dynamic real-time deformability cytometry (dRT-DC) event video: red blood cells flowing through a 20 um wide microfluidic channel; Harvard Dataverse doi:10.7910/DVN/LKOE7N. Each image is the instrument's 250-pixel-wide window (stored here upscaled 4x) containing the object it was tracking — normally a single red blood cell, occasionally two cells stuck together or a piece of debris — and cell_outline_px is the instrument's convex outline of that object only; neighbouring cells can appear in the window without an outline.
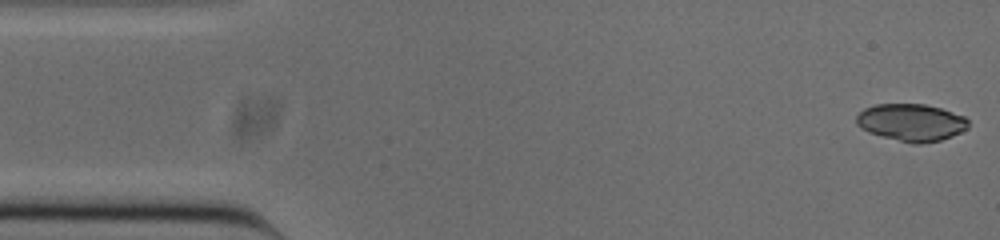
{"species": "common noctule bat (a hibernating species)", "species_latin": "Nyctalus noctula", "temperature_condition": "cold", "stored_images_in_passage": 51, "camera_frame_rate_fps": 3000, "um_per_image_px": 0.085, "animal": {"sex": "male", "body_mass_g": 20.0, "forearm_length_mm": 53.3}, "frame": {"image": 1, "passage_image": 1, "time_ms": 0.0, "image_size_px": [1000, 240], "cell_outline_px": [[968, 128], [952, 136], [940, 140], [920, 144], [916, 144], [868, 132], [856, 124], [856, 116], [864, 108], [876, 104], [924, 104], [940, 108], [964, 116], [968, 120]], "centroid_in_image_um": [77.46, 10.39], "position_along_channel_um": 7.5, "area_um2": 24.04}}
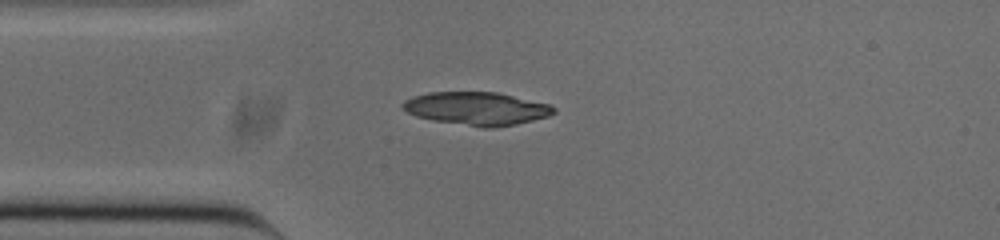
{"frame": {"image": 2, "passage_image": 12, "time_ms": 3.667, "image_size_px": [1000, 240], "cell_outline_px": [[556, 112], [548, 116], [516, 124], [492, 128], [484, 128], [432, 120], [416, 116], [408, 112], [400, 104], [404, 100], [412, 96], [428, 92], [496, 92], [552, 104], [556, 108]], "centroid_in_image_um": [40.53, 9.22], "position_along_channel_um": 44.5, "area_um2": 29.25}}